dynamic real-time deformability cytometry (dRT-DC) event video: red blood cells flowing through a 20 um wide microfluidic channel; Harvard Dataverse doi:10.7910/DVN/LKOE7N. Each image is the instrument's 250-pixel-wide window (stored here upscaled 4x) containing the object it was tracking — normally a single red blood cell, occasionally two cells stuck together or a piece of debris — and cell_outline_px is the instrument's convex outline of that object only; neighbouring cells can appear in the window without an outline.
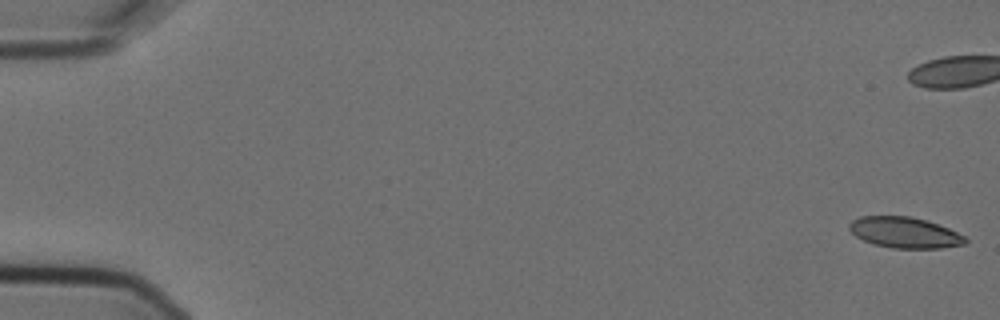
{"species": "Egyptian fruit bat (a non-hibernating species)", "species_latin": "Rousettus aegyptiacus", "temperature_condition": "cold", "stored_images_in_passage": 9, "camera_frame_rate_fps": 3000, "um_per_image_px": 0.085, "animal": {"sex": "female"}, "frame": {"image": 1, "passage_image": 1, "time_ms": 0.0, "image_size_px": [1000, 320], "cell_outline_px": [[968, 240], [964, 244], [940, 248], [892, 248], [872, 244], [856, 236], [848, 228], [848, 224], [852, 220], [860, 216], [912, 216], [948, 228], [964, 236]], "centroid_in_image_um": [76.86, 19.76], "position_along_channel_um": 8.1, "area_um2": 20.75}}
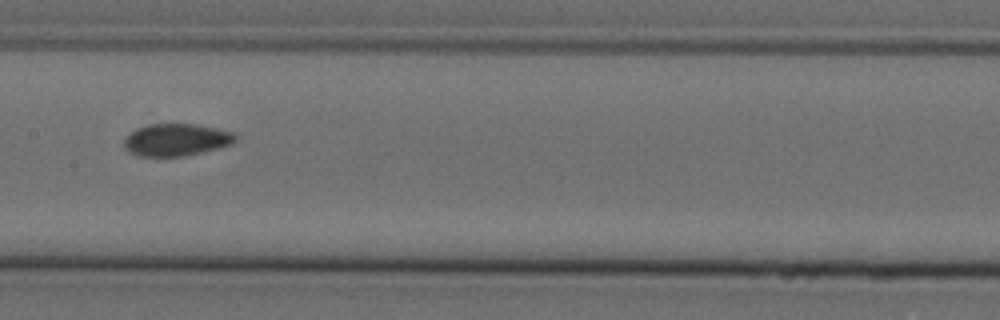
{"frame": {"image": 2, "passage_image": 9, "time_ms": 2.667, "image_size_px": [1000, 320], "cell_outline_px": [[240, 140], [232, 144], [220, 148], [184, 156], [140, 156], [128, 152], [124, 148], [124, 140], [136, 128], [148, 124], [196, 124], [236, 132], [240, 136]], "centroid_in_image_um": [15.07, 11.88], "position_along_channel_um": 192.3, "area_um2": 21.27}}